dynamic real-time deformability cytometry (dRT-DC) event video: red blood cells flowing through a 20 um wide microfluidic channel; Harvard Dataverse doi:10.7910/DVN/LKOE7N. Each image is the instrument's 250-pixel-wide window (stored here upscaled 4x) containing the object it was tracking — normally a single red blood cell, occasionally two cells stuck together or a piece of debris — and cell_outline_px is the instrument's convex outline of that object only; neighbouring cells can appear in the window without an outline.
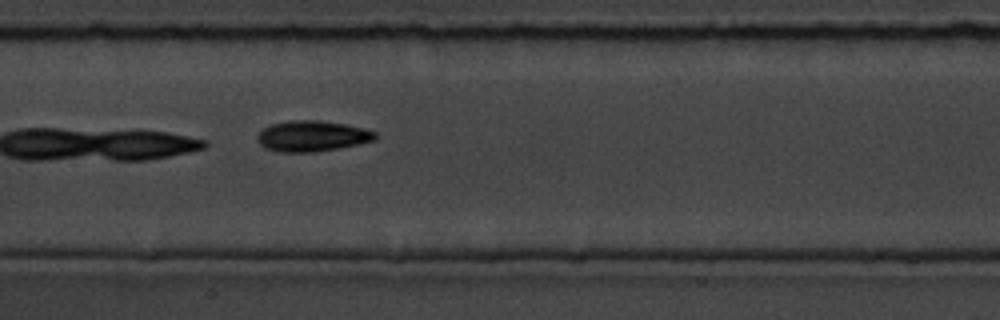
{"species": "common noctule bat (a hibernating species)", "species_latin": "Nyctalus noctula", "temperature_condition": "room temperature", "stored_images_in_passage": 4, "camera_frame_rate_fps": 3000, "um_per_image_px": 0.085, "animal": {"sex": "male", "body_mass_g": 19.5, "forearm_length_mm": 54.6}, "frame": {"image": 1, "passage_image": 4, "time_ms": 1.0, "image_size_px": [1000, 320], "cell_outline_px": [[380, 136], [376, 140], [340, 148], [316, 152], [280, 152], [264, 148], [256, 140], [256, 136], [264, 128], [272, 124], [288, 120], [320, 120], [344, 124], [364, 128], [376, 132]], "centroid_in_image_um": [26.55, 11.57], "position_along_channel_um": 180.9, "area_um2": 21.39}}